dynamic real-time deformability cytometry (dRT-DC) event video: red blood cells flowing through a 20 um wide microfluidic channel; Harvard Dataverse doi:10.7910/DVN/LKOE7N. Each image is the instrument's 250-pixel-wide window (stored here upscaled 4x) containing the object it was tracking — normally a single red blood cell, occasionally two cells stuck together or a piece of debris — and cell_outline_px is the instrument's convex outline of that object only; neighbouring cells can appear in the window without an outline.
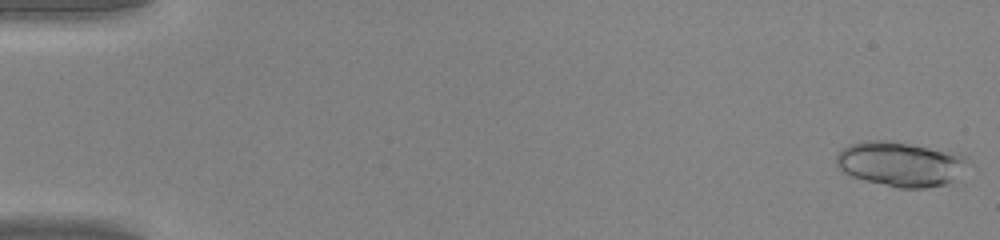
{"species": "common noctule bat (a hibernating species)", "species_latin": "Nyctalus noctula", "temperature_condition": "warm", "stored_images_in_passage": 45, "segment_of_instrument_passage": [1, 2], "camera_frame_rate_fps": 3000, "um_per_image_px": 0.085, "animal": {"sex": "male", "body_mass_g": 20.0, "forearm_length_mm": 53.3}, "frame": {"image": 1, "passage_image": 1, "time_ms": 0.0, "image_size_px": [1000, 240], "cell_outline_px": [[968, 156], [952, 180], [948, 184], [924, 188], [896, 188], [852, 176], [844, 172], [836, 164], [836, 156], [844, 148], [852, 144], [868, 140], [884, 140], [960, 152]], "centroid_in_image_um": [76.51, 13.93], "position_along_channel_um": 8.5, "area_um2": 33.7}}
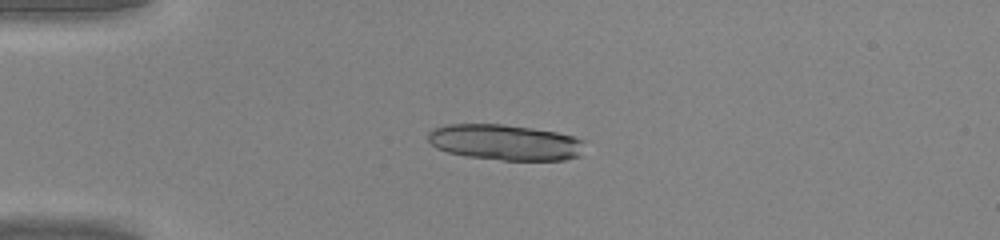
{"frame": {"image": 2, "passage_image": 12, "time_ms": 3.667, "image_size_px": [1000, 240], "cell_outline_px": [[584, 140], [580, 156], [564, 160], [500, 160], [464, 156], [448, 152], [436, 148], [428, 140], [428, 132], [432, 128], [448, 124], [504, 124], [532, 128], [556, 132], [572, 136]], "centroid_in_image_um": [42.9, 12.1], "position_along_channel_um": 42.1, "area_um2": 32.77}}